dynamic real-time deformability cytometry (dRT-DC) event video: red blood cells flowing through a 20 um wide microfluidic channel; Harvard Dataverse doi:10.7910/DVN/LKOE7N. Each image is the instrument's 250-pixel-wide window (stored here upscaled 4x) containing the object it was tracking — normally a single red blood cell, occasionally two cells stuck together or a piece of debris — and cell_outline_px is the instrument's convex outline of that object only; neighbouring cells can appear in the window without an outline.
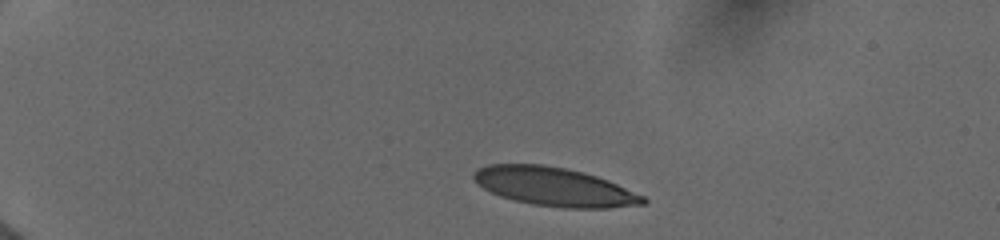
{"species": "human", "species_latin": "Homo sapiens", "temperature_condition": "cold", "stored_images_in_passage": 9, "camera_frame_rate_fps": 3000, "um_per_image_px": 0.085, "donor": {"sex": "female"}, "frame": {"image": 1, "passage_image": 1, "time_ms": 0.0, "image_size_px": [1000, 240], "cell_outline_px": [[648, 200], [644, 204], [608, 208], [564, 208], [532, 204], [500, 196], [484, 188], [472, 180], [472, 172], [488, 164], [544, 164], [584, 172], [608, 180], [644, 196]], "centroid_in_image_um": [47.11, 15.87], "position_along_channel_um": 37.9, "area_um2": 38.09}}
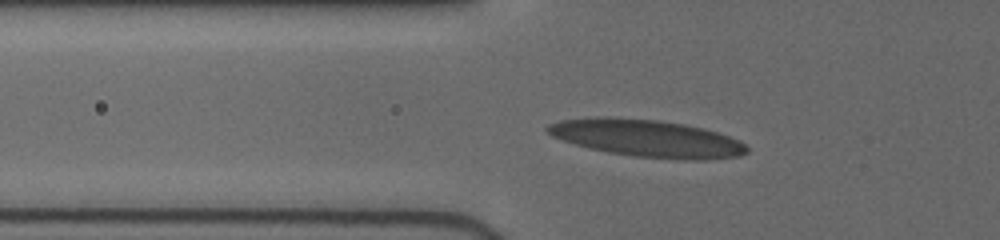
{"frame": {"image": 2, "passage_image": 7, "time_ms": 2.667, "image_size_px": [1000, 240], "cell_outline_px": [[748, 152], [740, 156], [704, 160], [684, 160], [636, 156], [608, 152], [576, 144], [552, 136], [544, 128], [548, 124], [560, 120], [600, 116], [604, 116], [660, 120], [684, 124], [716, 132], [740, 140], [748, 148]], "centroid_in_image_um": [55.0, 11.75], "position_along_channel_um": 70.8, "area_um2": 43.12}}